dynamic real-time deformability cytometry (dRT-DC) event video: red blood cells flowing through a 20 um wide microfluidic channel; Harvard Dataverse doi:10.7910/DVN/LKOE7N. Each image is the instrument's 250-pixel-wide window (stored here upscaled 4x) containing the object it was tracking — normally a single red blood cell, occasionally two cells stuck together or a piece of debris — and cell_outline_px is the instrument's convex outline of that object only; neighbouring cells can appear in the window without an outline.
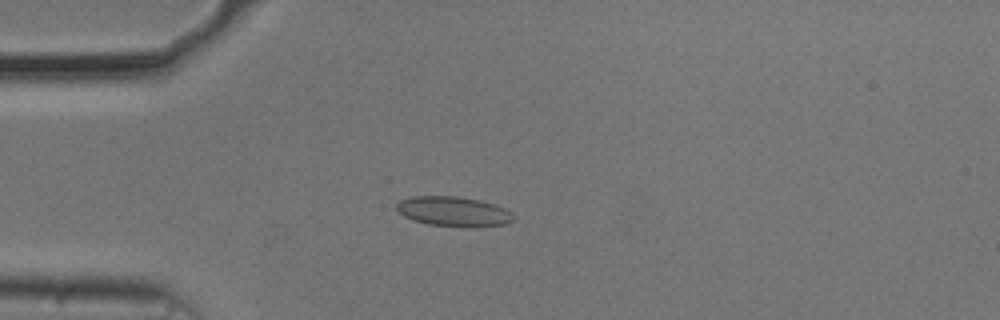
{"species": "common noctule bat (a hibernating species)", "species_latin": "Nyctalus noctula", "temperature_condition": "cold", "stored_images_in_passage": 41, "camera_frame_rate_fps": 3000, "um_per_image_px": 0.085, "animal": {"sex": "male", "body_mass_g": 20.5, "forearm_length_mm": 52.5}, "frame": {"image": 1, "passage_image": 1, "time_ms": 0.0, "image_size_px": [1000, 320], "cell_outline_px": [[516, 220], [508, 224], [428, 224], [412, 220], [404, 216], [396, 208], [396, 204], [400, 200], [412, 196], [456, 196], [480, 200], [496, 204], [512, 212], [516, 216]], "centroid_in_image_um": [38.55, 17.92], "position_along_channel_um": 46.5, "area_um2": 19.59}}
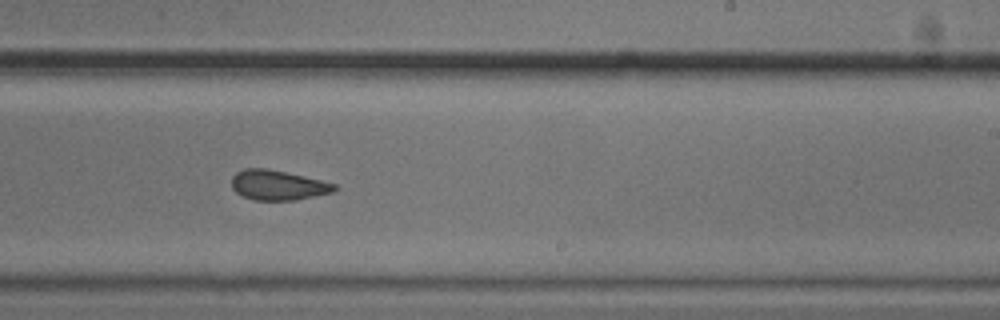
{"frame": {"image": 2, "passage_image": 20, "time_ms": 6.333, "image_size_px": [1000, 320], "cell_outline_px": [[340, 188], [332, 192], [296, 200], [252, 200], [236, 192], [232, 188], [232, 176], [236, 172], [244, 168], [268, 168], [304, 176], [336, 184]], "centroid_in_image_um": [23.62, 15.73], "position_along_channel_um": 265.4, "area_um2": 17.98}}
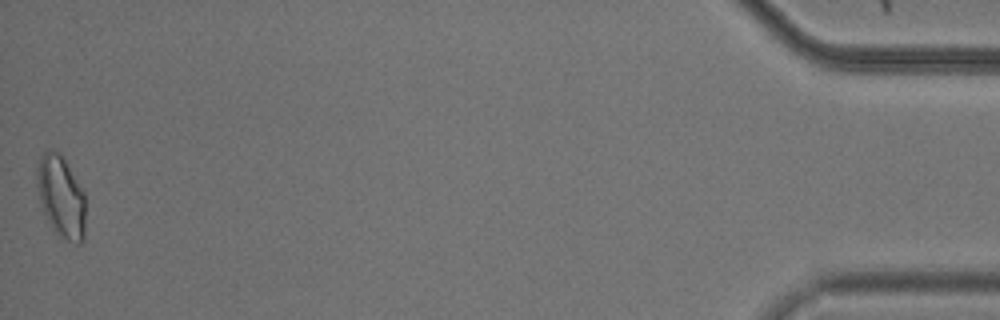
{"frame": {"image": 3, "passage_image": 41, "time_ms": 13.333, "image_size_px": [1000, 320], "cell_outline_px": [[84, 240], [80, 244], [76, 244], [60, 240], [48, 220], [44, 212], [40, 200], [36, 184], [36, 168], [40, 156], [48, 148], [56, 148], [60, 152], [84, 192]], "centroid_in_image_um": [5.17, 16.71], "position_along_channel_um": 430.0, "area_um2": 23.52}, "authors_computed_cell_mechanics": {"area_um2": 18.7272, "velocity_mm_per_s": 3.7065, "shape_relaxation_time_tau1_ms": null, "shape_relaxation_time_tau2_ms": 2.0689, "deformation_change_tau1": null, "deformation_change_tau2": 0.0706}}